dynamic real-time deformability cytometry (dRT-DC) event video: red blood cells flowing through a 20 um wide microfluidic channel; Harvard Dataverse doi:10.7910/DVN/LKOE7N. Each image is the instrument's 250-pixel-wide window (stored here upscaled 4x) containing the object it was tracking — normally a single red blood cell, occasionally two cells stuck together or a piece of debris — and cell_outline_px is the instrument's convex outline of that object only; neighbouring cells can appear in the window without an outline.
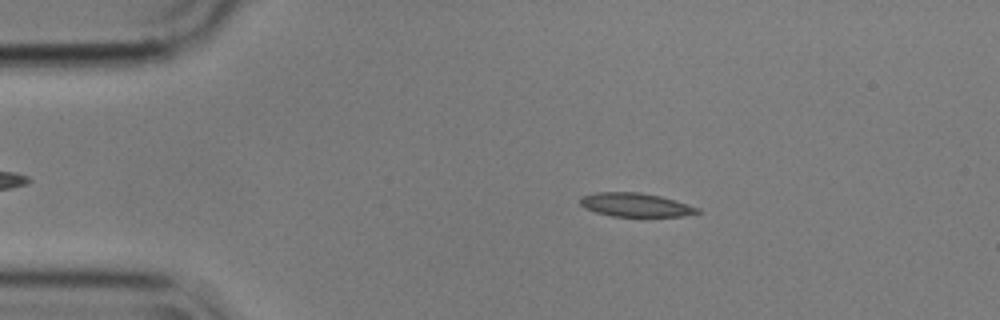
{"species": "common noctule bat (a hibernating species)", "species_latin": "Nyctalus noctula", "temperature_condition": "cold", "stored_images_in_passage": 47, "camera_frame_rate_fps": 3000, "um_per_image_px": 0.085, "animal": {"sex": "male", "body_mass_g": 17.9}, "frame": {"image": 1, "passage_image": 9, "time_ms": 2.667, "image_size_px": [1000, 320], "cell_outline_px": [[700, 212], [684, 216], [612, 216], [596, 212], [584, 208], [580, 204], [580, 196], [596, 192], [640, 192], [660, 196], [676, 200], [700, 208]], "centroid_in_image_um": [54.01, 17.4], "position_along_channel_um": 31.0, "area_um2": 16.24}}
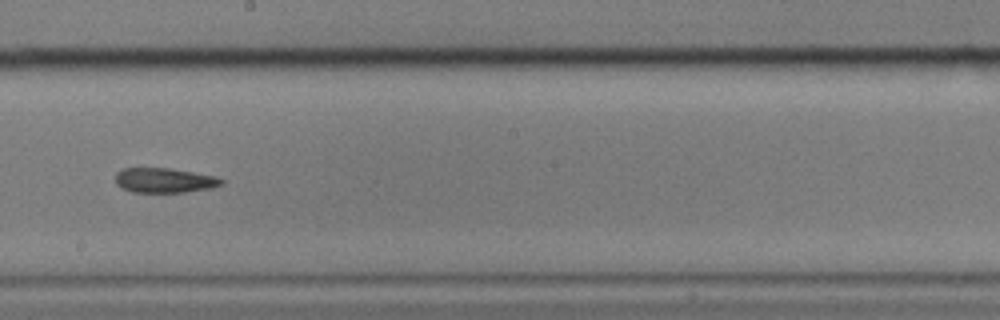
{"frame": {"image": 2, "passage_image": 30, "time_ms": 9.667, "image_size_px": [1000, 320], "cell_outline_px": [[224, 184], [212, 188], [184, 192], [132, 192], [120, 188], [116, 184], [116, 172], [124, 168], [168, 168], [216, 176], [224, 180]], "centroid_in_image_um": [13.97, 15.33], "position_along_channel_um": 234.2, "area_um2": 15.37}}
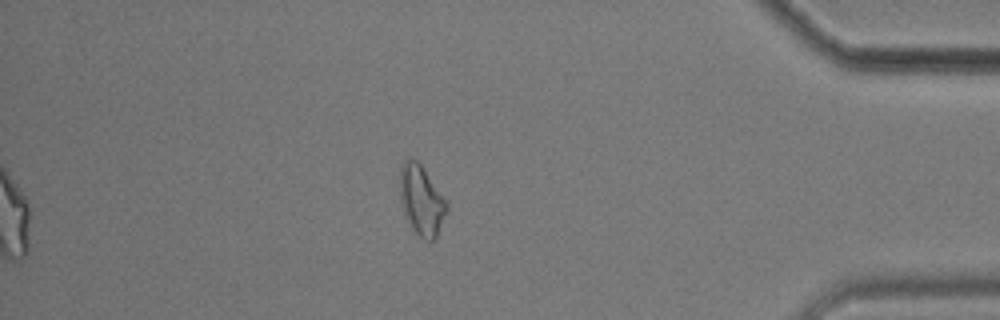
{"frame": {"image": 3, "passage_image": 47, "time_ms": 15.333, "image_size_px": [1000, 320], "cell_outline_px": [[448, 212], [436, 236], [432, 240], [424, 240], [412, 232], [404, 212], [400, 200], [400, 168], [404, 160], [408, 156], [416, 160], [420, 164], [448, 200]], "centroid_in_image_um": [35.84, 17.03], "position_along_channel_um": 399.4, "area_um2": 19.48}}